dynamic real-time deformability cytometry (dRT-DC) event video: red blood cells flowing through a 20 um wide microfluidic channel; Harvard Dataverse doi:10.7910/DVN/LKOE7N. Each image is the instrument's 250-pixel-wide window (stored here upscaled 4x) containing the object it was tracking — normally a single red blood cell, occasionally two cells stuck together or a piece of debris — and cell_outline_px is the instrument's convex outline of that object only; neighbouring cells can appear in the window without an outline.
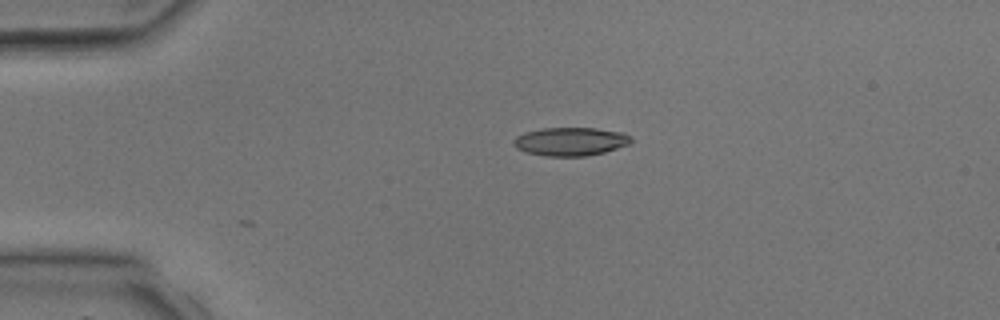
{"species": "common noctule bat (a hibernating species)", "species_latin": "Nyctalus noctula", "temperature_condition": "room temperature", "stored_images_in_passage": 3, "camera_frame_rate_fps": 3000, "um_per_image_px": 0.085, "animal": {"sex": "male", "body_mass_g": 17.9, "forearm_length_mm": 54.2}, "frame": {"image": 1, "passage_image": 3, "time_ms": 3.0, "image_size_px": [1000, 320], "cell_outline_px": [[632, 144], [604, 152], [588, 156], [544, 156], [528, 152], [516, 148], [512, 144], [512, 140], [516, 136], [524, 132], [540, 128], [596, 128], [624, 132], [632, 136]], "centroid_in_image_um": [48.52, 12.02], "position_along_channel_um": 36.5, "area_um2": 19.77}}